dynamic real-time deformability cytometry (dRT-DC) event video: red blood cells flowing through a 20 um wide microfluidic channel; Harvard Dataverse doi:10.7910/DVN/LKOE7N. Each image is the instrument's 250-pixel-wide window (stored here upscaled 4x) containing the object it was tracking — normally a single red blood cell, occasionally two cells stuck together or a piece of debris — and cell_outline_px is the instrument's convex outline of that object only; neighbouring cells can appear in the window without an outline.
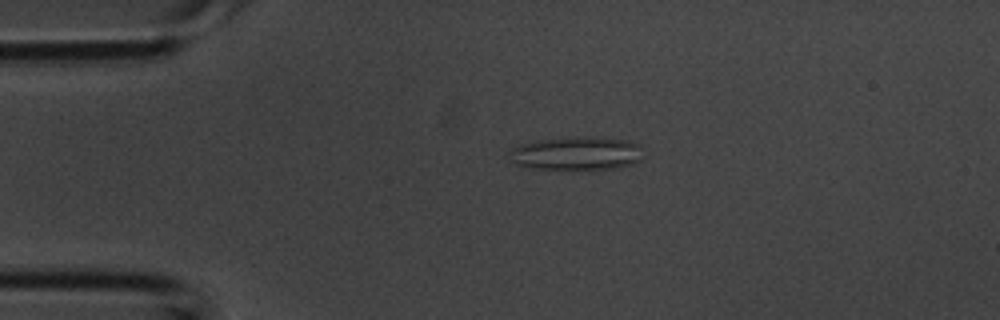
{"species": "common noctule bat (a hibernating species)", "species_latin": "Nyctalus noctula", "temperature_condition": "room temperature", "stored_images_in_passage": 4, "camera_frame_rate_fps": 3000, "um_per_image_px": 0.085, "animal": {"sex": "male", "body_mass_g": 20.1, "forearm_length_mm": 53.5}, "frame": {"image": 1, "passage_image": 3, "time_ms": 0.667, "image_size_px": [1000, 320], "cell_outline_px": [[640, 160], [632, 164], [616, 168], [592, 172], [560, 172], [536, 168], [516, 164], [508, 160], [512, 148], [520, 144], [536, 140], [628, 140], [636, 144], [640, 148]], "centroid_in_image_um": [48.94, 13.17], "position_along_channel_um": 36.1, "area_um2": 25.84}}